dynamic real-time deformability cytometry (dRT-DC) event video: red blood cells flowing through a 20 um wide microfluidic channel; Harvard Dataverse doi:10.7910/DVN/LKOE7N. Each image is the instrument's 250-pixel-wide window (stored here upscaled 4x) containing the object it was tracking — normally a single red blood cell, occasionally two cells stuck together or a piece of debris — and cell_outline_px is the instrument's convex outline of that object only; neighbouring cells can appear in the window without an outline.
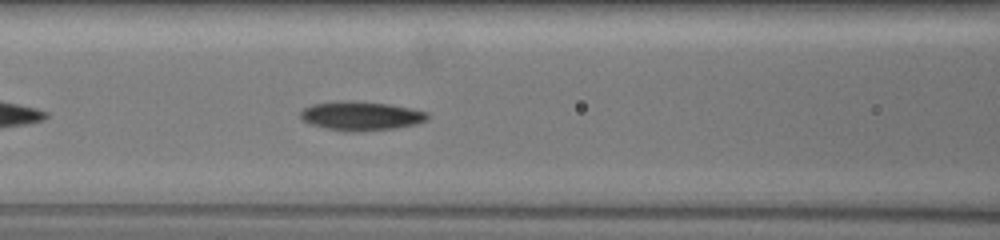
{"species": "common noctule bat (a hibernating species)", "species_latin": "Nyctalus noctula", "temperature_condition": "warm", "stored_images_in_passage": 18, "camera_frame_rate_fps": 3000, "um_per_image_px": 0.085, "animal": {"sex": "female", "body_mass_g": 19.5, "forearm_length_mm": 54.1}, "frame": {"image": 1, "passage_image": 8, "time_ms": 2.667, "image_size_px": [1000, 240], "cell_outline_px": [[428, 120], [416, 124], [396, 128], [356, 132], [344, 132], [324, 128], [308, 124], [300, 116], [300, 112], [304, 108], [312, 104], [340, 100], [348, 100], [388, 104], [428, 112]], "centroid_in_image_um": [30.65, 9.86], "position_along_channel_um": 136.0, "area_um2": 21.68}}
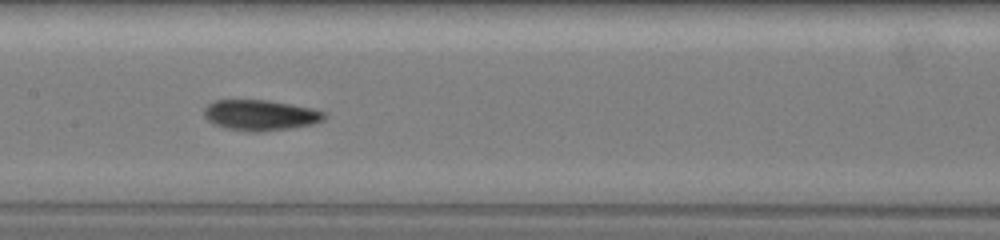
{"frame": {"image": 2, "passage_image": 11, "time_ms": 4.0, "image_size_px": [1000, 240], "cell_outline_px": [[328, 116], [324, 120], [312, 124], [292, 128], [260, 132], [248, 132], [224, 128], [212, 124], [204, 116], [204, 108], [208, 104], [216, 100], [268, 100], [292, 104], [312, 108], [324, 112]], "centroid_in_image_um": [22.13, 9.8], "position_along_channel_um": 185.3, "area_um2": 21.73}}